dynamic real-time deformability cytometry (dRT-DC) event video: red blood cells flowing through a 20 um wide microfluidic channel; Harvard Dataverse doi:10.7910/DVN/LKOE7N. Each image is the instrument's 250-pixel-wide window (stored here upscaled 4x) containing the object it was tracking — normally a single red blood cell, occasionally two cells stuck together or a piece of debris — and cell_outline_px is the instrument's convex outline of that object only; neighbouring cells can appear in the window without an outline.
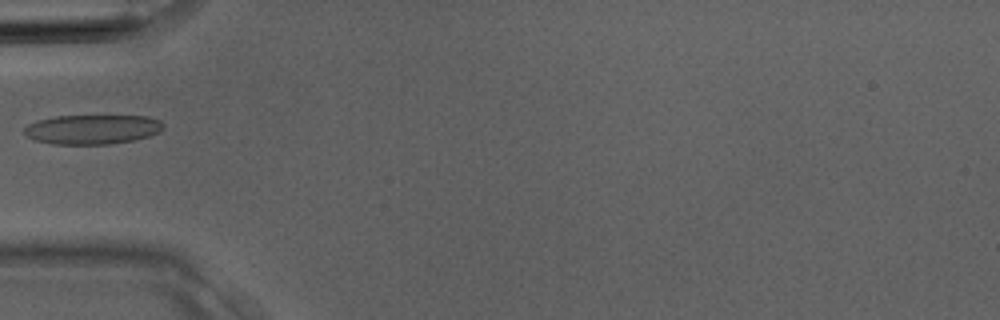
{"species": "Egyptian fruit bat (a non-hibernating species)", "species_latin": "Rousettus aegyptiacus", "temperature_condition": "room temperature", "stored_images_in_passage": 1, "camera_frame_rate_fps": 3000, "um_per_image_px": 0.085, "animal": {"sex": "male"}, "frame": {"image": 1, "passage_image": 1, "time_ms": 0.0, "image_size_px": [1000, 320], "cell_outline_px": [[164, 128], [160, 132], [148, 136], [132, 140], [108, 144], [52, 144], [36, 140], [28, 136], [24, 132], [24, 128], [28, 124], [36, 120], [56, 116], [148, 116], [160, 120], [164, 124]], "centroid_in_image_um": [7.86, 10.99], "position_along_channel_um": 77.1, "area_um2": 23.87}}